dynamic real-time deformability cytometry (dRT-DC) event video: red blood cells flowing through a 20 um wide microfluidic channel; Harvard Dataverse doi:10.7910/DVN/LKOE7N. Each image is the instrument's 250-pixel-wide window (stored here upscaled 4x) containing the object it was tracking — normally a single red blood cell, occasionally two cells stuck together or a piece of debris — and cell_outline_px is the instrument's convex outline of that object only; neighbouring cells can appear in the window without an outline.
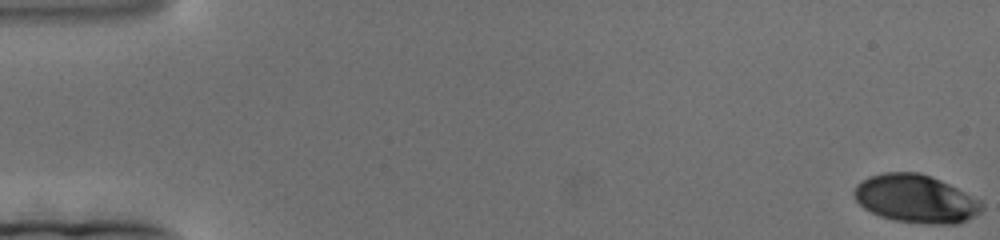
{"species": "human", "species_latin": "Homo sapiens", "temperature_condition": "cold", "stored_images_in_passage": 188, "camera_frame_rate_fps": 3000, "um_per_image_px": 0.085, "donor": {"sex": "female"}, "frame": {"image": 1, "passage_image": 1, "time_ms": 0.0, "image_size_px": [1000, 240], "cell_outline_px": [[984, 208], [980, 212], [956, 224], [932, 224], [896, 220], [880, 216], [864, 208], [856, 200], [852, 192], [856, 184], [860, 180], [868, 176], [884, 172], [920, 172], [932, 176], [980, 200], [984, 204]], "centroid_in_image_um": [77.8, 16.87], "position_along_channel_um": 7.2, "area_um2": 35.66}}
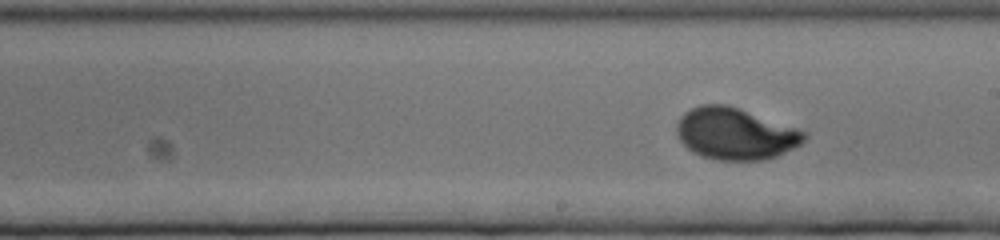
{"frame": {"image": 2, "passage_image": 106, "time_ms": 35.0, "image_size_px": [1000, 240], "cell_outline_px": [[808, 136], [800, 144], [776, 156], [764, 160], [716, 160], [700, 156], [692, 152], [680, 140], [676, 132], [676, 124], [680, 116], [684, 112], [700, 104], [728, 104], [740, 108], [808, 132]], "centroid_in_image_um": [62.48, 11.36], "position_along_channel_um": 226.5, "area_um2": 38.61}}
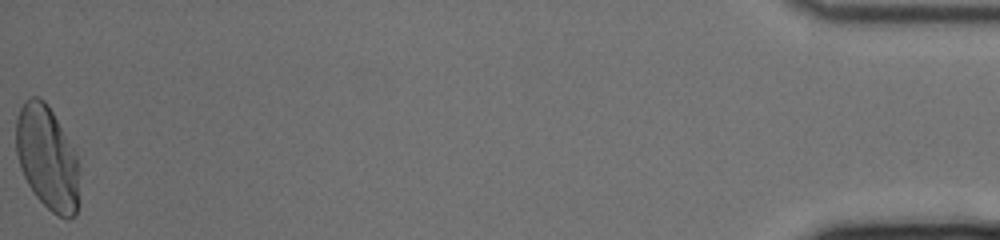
{"frame": {"image": 3, "passage_image": 188, "time_ms": 62.333, "image_size_px": [1000, 240], "cell_outline_px": [[76, 216], [68, 220], [52, 212], [32, 192], [20, 168], [16, 152], [16, 116], [24, 100], [32, 96], [36, 96], [44, 100], [48, 104], [76, 152]], "centroid_in_image_um": [3.96, 13.37], "position_along_channel_um": 431.2, "area_um2": 37.8}}